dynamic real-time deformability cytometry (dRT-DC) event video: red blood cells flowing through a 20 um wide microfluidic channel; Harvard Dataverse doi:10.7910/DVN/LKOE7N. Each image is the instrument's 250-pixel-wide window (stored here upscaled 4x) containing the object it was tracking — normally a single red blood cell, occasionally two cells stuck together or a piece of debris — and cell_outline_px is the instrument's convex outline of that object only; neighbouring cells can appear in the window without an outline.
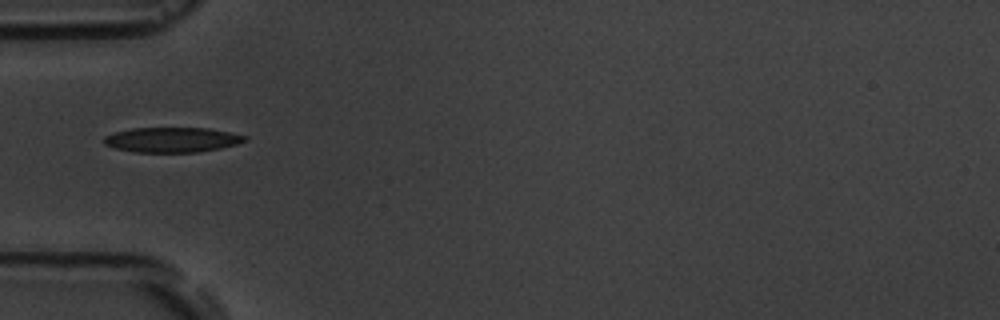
{"species": "common noctule bat (a hibernating species)", "species_latin": "Nyctalus noctula", "temperature_condition": "room temperature", "stored_images_in_passage": 4, "camera_frame_rate_fps": 3000, "um_per_image_px": 0.085, "animal": {"sex": "male", "body_mass_g": 19.5, "forearm_length_mm": 54.6}, "frame": {"image": 1, "passage_image": 1, "time_ms": 0.0, "image_size_px": [1000, 320], "cell_outline_px": [[248, 140], [236, 144], [220, 148], [200, 152], [132, 152], [116, 148], [104, 144], [104, 136], [112, 132], [132, 128], [208, 128], [248, 136]], "centroid_in_image_um": [14.61, 11.88], "position_along_channel_um": 70.4, "area_um2": 20.58}}
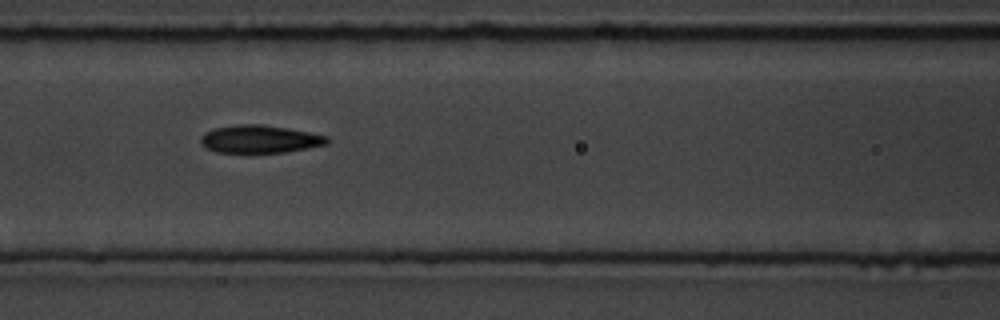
{"frame": {"image": 2, "passage_image": 3, "time_ms": 2.0, "image_size_px": [1000, 320], "cell_outline_px": [[332, 140], [328, 144], [284, 152], [244, 156], [216, 152], [200, 144], [200, 136], [204, 132], [212, 128], [240, 124], [260, 124], [288, 128], [312, 132], [328, 136]], "centroid_in_image_um": [22.05, 11.86], "position_along_channel_um": 144.5, "area_um2": 21.62}}
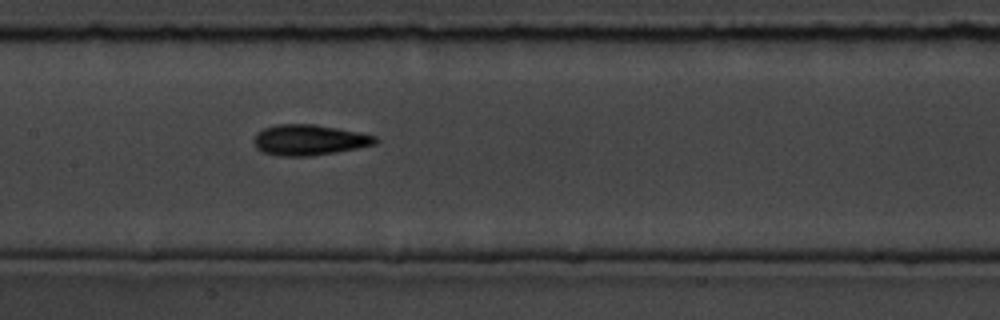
{"frame": {"image": 3, "passage_image": 4, "time_ms": 3.0, "image_size_px": [1000, 320], "cell_outline_px": [[380, 140], [376, 144], [336, 152], [308, 156], [280, 156], [264, 152], [256, 148], [252, 140], [256, 132], [264, 128], [276, 124], [316, 124], [360, 132], [376, 136]], "centroid_in_image_um": [26.27, 11.88], "position_along_channel_um": 181.1, "area_um2": 21.85}}